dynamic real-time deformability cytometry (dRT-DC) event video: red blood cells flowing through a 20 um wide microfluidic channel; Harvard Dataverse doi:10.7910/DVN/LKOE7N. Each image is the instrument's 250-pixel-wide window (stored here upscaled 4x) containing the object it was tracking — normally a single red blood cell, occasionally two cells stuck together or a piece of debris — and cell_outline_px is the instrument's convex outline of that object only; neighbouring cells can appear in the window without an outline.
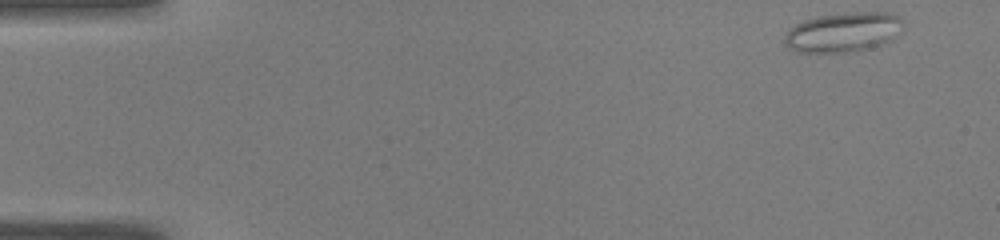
{"species": "common noctule bat (a hibernating species)", "species_latin": "Nyctalus noctula", "temperature_condition": "warm", "stored_images_in_passage": 47, "camera_frame_rate_fps": 3000, "um_per_image_px": 0.085, "animal": {"sex": "male", "body_mass_g": 19.0, "forearm_length_mm": 50.8}, "frame": {"image": 1, "passage_image": 1, "time_ms": 0.0, "image_size_px": [1000, 240], "cell_outline_px": [[904, 28], [888, 40], [880, 44], [848, 52], [796, 52], [788, 48], [784, 44], [784, 36], [796, 24], [804, 20], [816, 16], [856, 12], [884, 12], [900, 16], [904, 20]], "centroid_in_image_um": [71.66, 2.72], "position_along_channel_um": 13.3, "area_um2": 27.17}}
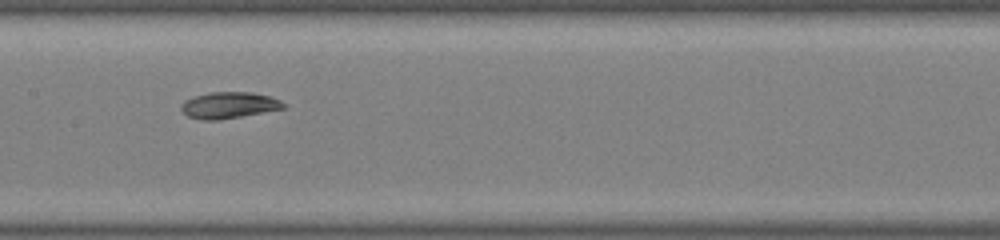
{"frame": {"image": 2, "passage_image": 23, "time_ms": 7.333, "image_size_px": [1000, 240], "cell_outline_px": [[284, 108], [220, 120], [200, 120], [188, 116], [180, 108], [180, 104], [184, 100], [192, 96], [208, 92], [252, 92], [268, 96], [280, 100], [284, 104]], "centroid_in_image_um": [19.39, 8.93], "position_along_channel_um": 188.0, "area_um2": 15.72}}
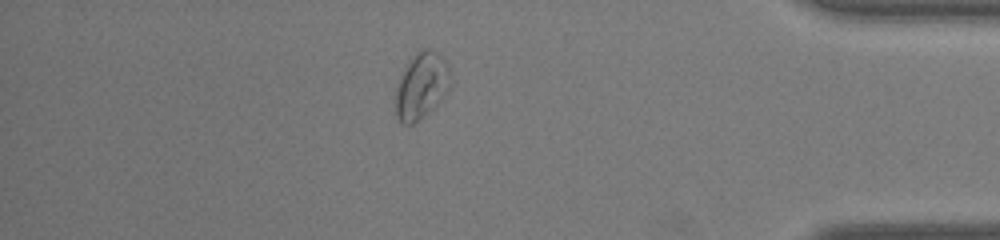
{"frame": {"image": 3, "passage_image": 41, "time_ms": 13.333, "image_size_px": [1000, 240], "cell_outline_px": [[452, 84], [448, 92], [432, 108], [412, 124], [400, 124], [396, 116], [396, 92], [400, 76], [408, 60], [416, 52], [424, 48], [432, 48], [444, 56], [452, 72]], "centroid_in_image_um": [35.87, 7.22], "position_along_channel_um": 399.3, "area_um2": 21.62}, "authors_computed_cell_mechanics": {"area_um2": 18.8428, "velocity_mm_per_s": 4.0717, "shape_relaxation_time_tau1_ms": null, "shape_relaxation_time_tau2_ms": 1.9879, "deformation_change_tau1": null, "deformation_change_tau2": 0.0519}}